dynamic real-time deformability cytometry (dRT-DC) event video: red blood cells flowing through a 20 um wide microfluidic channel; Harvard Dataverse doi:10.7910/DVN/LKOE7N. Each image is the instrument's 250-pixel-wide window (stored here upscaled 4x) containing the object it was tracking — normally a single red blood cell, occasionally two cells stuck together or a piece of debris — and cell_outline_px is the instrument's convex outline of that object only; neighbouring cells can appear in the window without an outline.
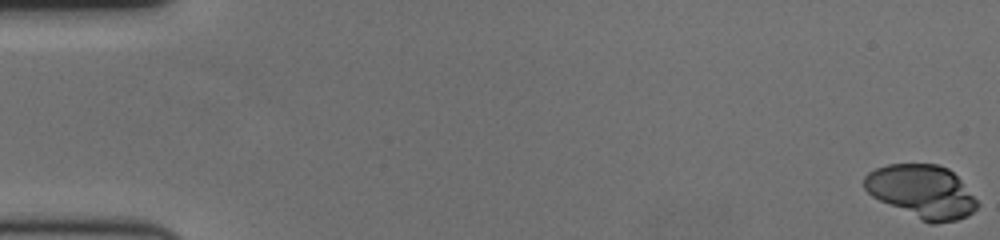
{"species": "human", "species_latin": "Homo sapiens", "temperature_condition": "cold", "stored_images_in_passage": 60, "camera_frame_rate_fps": 3000, "um_per_image_px": 0.085, "donor": {"sex": "female"}, "frame": {"image": 1, "passage_image": 1, "time_ms": 0.0, "image_size_px": [1000, 240], "cell_outline_px": [[980, 204], [968, 216], [956, 220], [936, 224], [928, 224], [872, 196], [864, 188], [864, 176], [868, 172], [876, 168], [888, 164], [936, 164], [948, 168], [960, 180]], "centroid_in_image_um": [78.35, 16.29], "position_along_channel_um": 6.6, "area_um2": 34.85}}
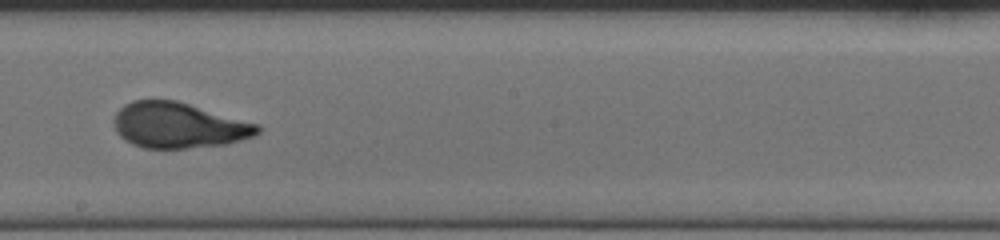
{"frame": {"image": 2, "passage_image": 35, "time_ms": 11.333, "image_size_px": [1000, 240], "cell_outline_px": [[260, 132], [252, 136], [240, 140], [224, 144], [188, 148], [144, 148], [132, 144], [124, 140], [116, 132], [116, 112], [124, 104], [132, 100], [176, 100], [260, 124]], "centroid_in_image_um": [15.19, 10.65], "position_along_channel_um": 233.0, "area_um2": 37.97}}
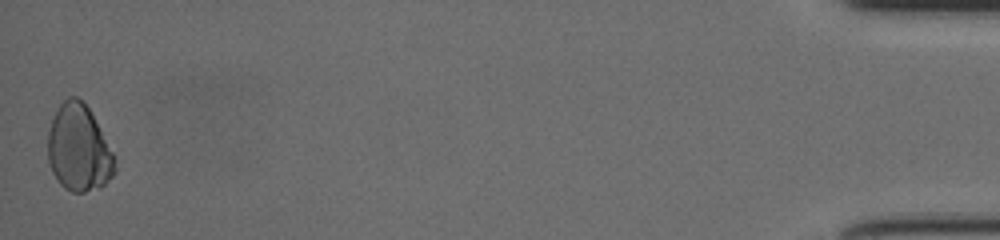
{"frame": {"image": 3, "passage_image": 60, "time_ms": 19.667, "image_size_px": [1000, 240], "cell_outline_px": [[116, 172], [100, 188], [84, 192], [72, 192], [64, 188], [56, 180], [52, 172], [48, 160], [48, 132], [52, 120], [60, 104], [68, 96], [76, 96], [88, 108], [112, 152], [116, 168]], "centroid_in_image_um": [6.67, 12.64], "position_along_channel_um": 428.5, "area_um2": 33.47}, "authors_computed_cell_mechanics": {"area_um2": 36.5874, "velocity_mm_per_s": 3.4886, "shape_relaxation_time_tau1_ms": 4.1818, "shape_relaxation_time_tau2_ms": 2.0397, "deformation_change_tau1": 0.138, "deformation_change_tau2": 0.0641}}